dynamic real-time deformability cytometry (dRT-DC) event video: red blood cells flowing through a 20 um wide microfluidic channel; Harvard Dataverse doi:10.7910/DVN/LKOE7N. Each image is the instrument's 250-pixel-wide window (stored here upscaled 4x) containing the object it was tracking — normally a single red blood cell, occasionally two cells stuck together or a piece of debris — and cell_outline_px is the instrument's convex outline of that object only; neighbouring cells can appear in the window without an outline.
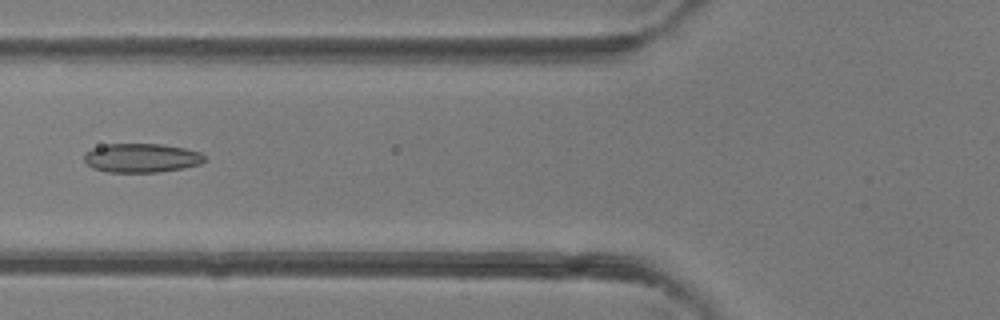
{"species": "common noctule bat (a hibernating species)", "species_latin": "Nyctalus noctula", "temperature_condition": "room temperature", "stored_images_in_passage": 6, "camera_frame_rate_fps": 3000, "um_per_image_px": 0.085, "animal": {"sex": "female"}, "frame": {"image": 1, "passage_image": 5, "time_ms": 5.667, "image_size_px": [1000, 320], "cell_outline_px": [[208, 160], [200, 164], [184, 168], [156, 172], [108, 172], [92, 168], [84, 160], [84, 156], [92, 148], [108, 144], [160, 144], [184, 148], [200, 152]], "centroid_in_image_um": [12.06, 13.43], "position_along_channel_um": 113.7, "area_um2": 20.29}}
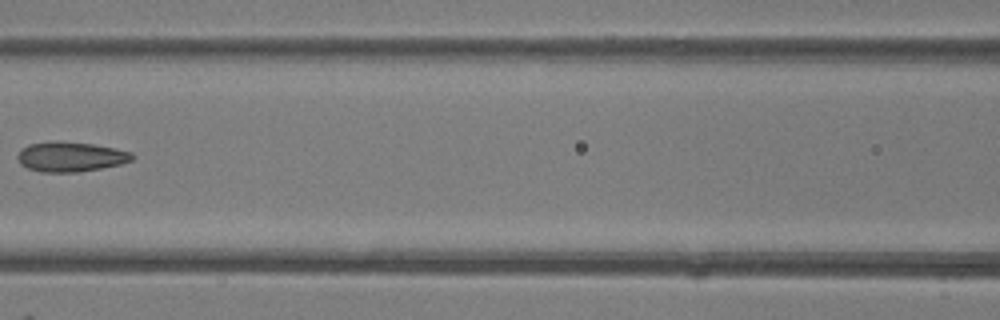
{"frame": {"image": 2, "passage_image": 6, "time_ms": 6.667, "image_size_px": [1000, 320], "cell_outline_px": [[136, 156], [132, 160], [120, 164], [100, 168], [76, 172], [40, 172], [28, 168], [20, 164], [16, 156], [20, 148], [28, 144], [56, 140], [60, 140], [92, 144], [132, 152]], "centroid_in_image_um": [5.95, 13.31], "position_along_channel_um": 160.6, "area_um2": 20.11}}